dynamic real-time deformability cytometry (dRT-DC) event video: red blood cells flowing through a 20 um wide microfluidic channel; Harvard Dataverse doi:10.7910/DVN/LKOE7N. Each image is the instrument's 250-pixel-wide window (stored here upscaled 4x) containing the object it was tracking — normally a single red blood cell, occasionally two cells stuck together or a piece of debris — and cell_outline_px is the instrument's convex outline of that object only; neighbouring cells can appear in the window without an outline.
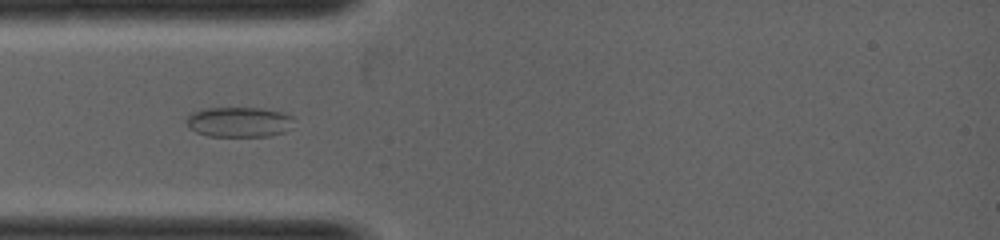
{"species": "common noctule bat (a hibernating species)", "species_latin": "Nyctalus noctula", "temperature_condition": "warm", "stored_images_in_passage": 6, "camera_frame_rate_fps": 5000, "um_per_image_px": 0.085, "animal": {"sex": "female", "body_mass_g": 19.0, "forearm_length_mm": 53.3}, "frame": {"image": 1, "passage_image": 1, "time_ms": 0.0, "image_size_px": [1000, 240], "cell_outline_px": [[292, 120], [288, 128], [284, 132], [268, 136], [208, 136], [196, 132], [188, 128], [184, 120], [188, 112], [204, 108], [264, 108], [280, 112], [292, 116]], "centroid_in_image_um": [20.2, 10.36], "position_along_channel_um": 64.8, "area_um2": 19.02}}
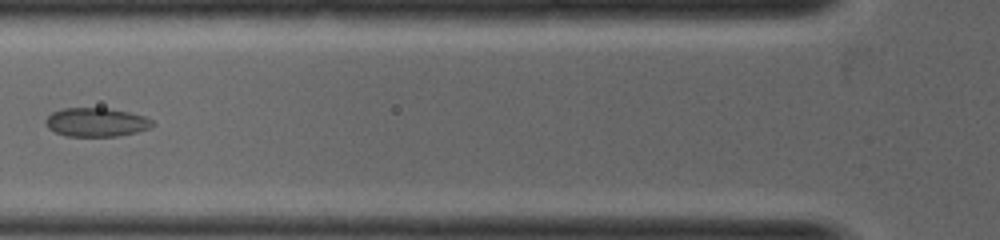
{"frame": {"image": 2, "passage_image": 3, "time_ms": 0.4, "image_size_px": [1000, 240], "cell_outline_px": [[156, 124], [148, 128], [136, 132], [116, 136], [64, 136], [48, 128], [44, 124], [44, 120], [52, 112], [64, 108], [104, 108], [128, 112], [144, 116], [152, 120]], "centroid_in_image_um": [8.15, 10.39], "position_along_channel_um": 117.7, "area_um2": 17.86}}
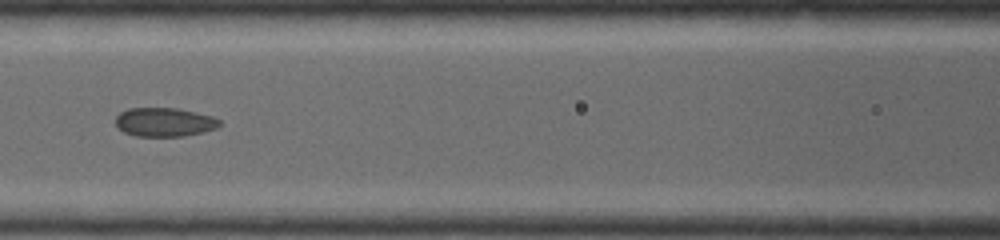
{"frame": {"image": 3, "passage_image": 5, "time_ms": 0.8, "image_size_px": [1000, 240], "cell_outline_px": [[220, 124], [216, 128], [184, 136], [136, 136], [124, 132], [116, 124], [116, 116], [120, 112], [128, 108], [176, 108], [196, 112], [212, 116], [220, 120]], "centroid_in_image_um": [13.96, 10.37], "position_along_channel_um": 152.6, "area_um2": 17.34}}